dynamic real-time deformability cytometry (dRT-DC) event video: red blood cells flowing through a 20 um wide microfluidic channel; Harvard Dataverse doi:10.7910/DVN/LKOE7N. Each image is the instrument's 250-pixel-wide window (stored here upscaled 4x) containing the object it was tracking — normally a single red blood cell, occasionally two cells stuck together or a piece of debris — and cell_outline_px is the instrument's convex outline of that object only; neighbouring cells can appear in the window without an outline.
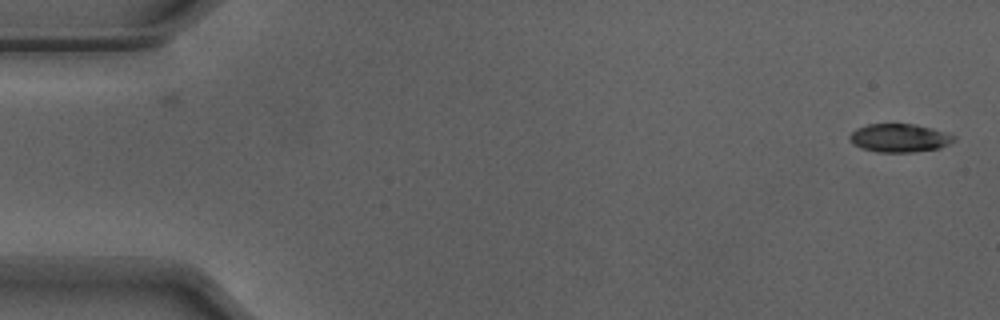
{"species": "Egyptian fruit bat (a non-hibernating species)", "species_latin": "Rousettus aegyptiacus", "temperature_condition": "warm", "stored_images_in_passage": 52, "camera_frame_rate_fps": 3000, "um_per_image_px": 0.085, "animal": {"sex": "male"}, "frame": {"image": 1, "passage_image": 1, "time_ms": 0.0, "image_size_px": [1000, 320], "cell_outline_px": [[956, 140], [940, 148], [912, 152], [876, 152], [860, 148], [848, 136], [856, 128], [868, 124], [912, 124], [932, 128], [956, 136]], "centroid_in_image_um": [76.46, 11.73], "position_along_channel_um": 8.5, "area_um2": 17.11}}
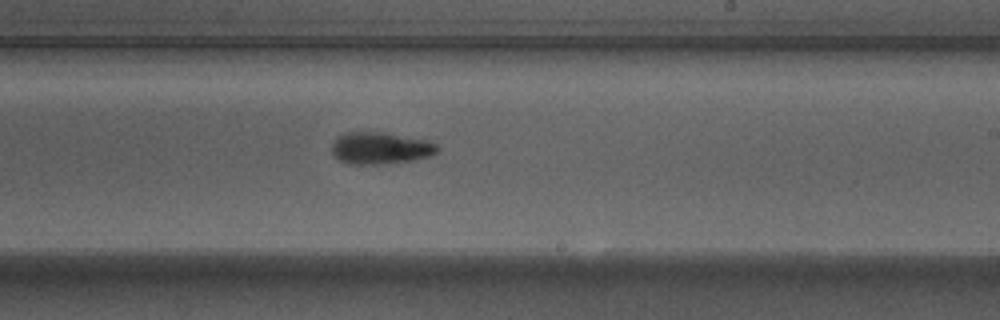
{"frame": {"image": 2, "passage_image": 31, "time_ms": 10.0, "image_size_px": [1000, 320], "cell_outline_px": [[440, 148], [432, 156], [412, 160], [376, 164], [348, 164], [340, 160], [332, 152], [332, 140], [336, 136], [344, 132], [384, 132], [428, 140], [436, 144]], "centroid_in_image_um": [32.32, 12.57], "position_along_channel_um": 256.7, "area_um2": 19.77}}
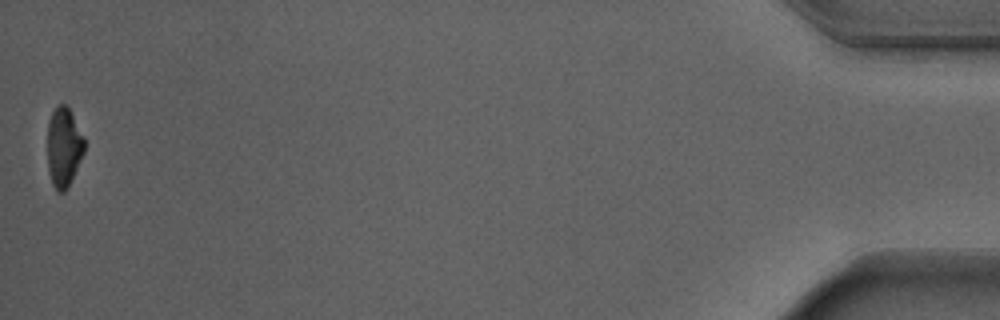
{"frame": {"image": 3, "passage_image": 52, "time_ms": 17.0, "image_size_px": [1000, 320], "cell_outline_px": [[84, 152], [68, 188], [64, 192], [56, 192], [52, 184], [48, 172], [48, 120], [52, 112], [60, 104], [64, 104], [68, 108], [84, 136]], "centroid_in_image_um": [5.41, 12.55], "position_along_channel_um": 429.8, "area_um2": 17.05}, "authors_computed_cell_mechanics": {"area_um2": 18.8139, "velocity_mm_per_s": 3.9068, "shape_relaxation_time_tau1_ms": 2.829, "shape_relaxation_time_tau2_ms": 3.7077, "deformation_change_tau1": 0.1637, "deformation_change_tau2": 0.1009}}